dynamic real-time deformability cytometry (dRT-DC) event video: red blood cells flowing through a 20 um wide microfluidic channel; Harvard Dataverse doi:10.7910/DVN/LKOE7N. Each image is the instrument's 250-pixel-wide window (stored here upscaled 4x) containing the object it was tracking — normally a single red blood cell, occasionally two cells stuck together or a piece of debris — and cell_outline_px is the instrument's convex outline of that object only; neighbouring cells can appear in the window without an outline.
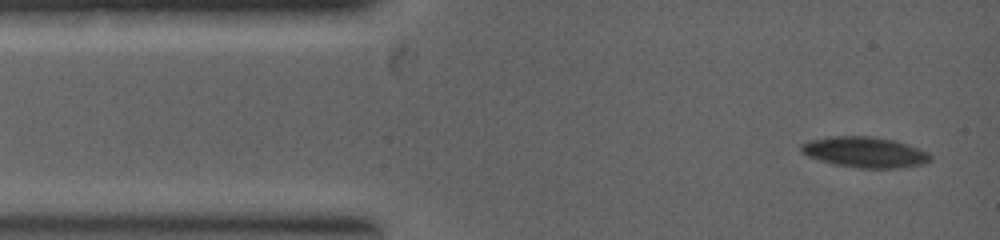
{"species": "common noctule bat (a hibernating species)", "species_latin": "Nyctalus noctula", "temperature_condition": "warm", "stored_images_in_passage": 7, "camera_frame_rate_fps": 5000, "um_per_image_px": 0.085, "animal": {"sex": "female", "body_mass_g": 19.0, "forearm_length_mm": 53.3}, "frame": {"image": 1, "passage_image": 1, "time_ms": 0.0, "image_size_px": [1000, 240], "cell_outline_px": [[932, 160], [924, 164], [900, 168], [860, 168], [836, 164], [820, 160], [808, 156], [800, 152], [800, 144], [808, 140], [832, 136], [872, 136], [896, 140], [928, 152], [932, 156]], "centroid_in_image_um": [73.52, 12.93], "position_along_channel_um": 11.5, "area_um2": 23.24}}